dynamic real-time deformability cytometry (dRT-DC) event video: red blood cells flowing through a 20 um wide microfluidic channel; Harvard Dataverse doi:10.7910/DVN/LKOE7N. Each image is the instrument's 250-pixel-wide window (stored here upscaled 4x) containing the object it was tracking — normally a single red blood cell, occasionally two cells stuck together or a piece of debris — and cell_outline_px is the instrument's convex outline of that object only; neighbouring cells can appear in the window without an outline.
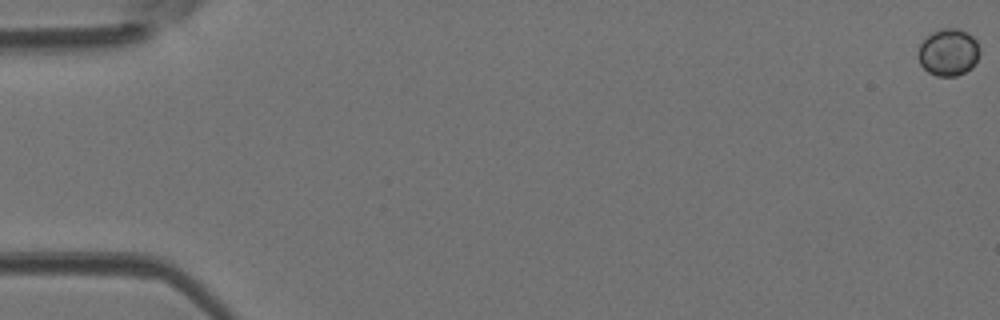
{"species": "Egyptian fruit bat (a non-hibernating species)", "species_latin": "Rousettus aegyptiacus", "temperature_condition": "room temperature", "stored_images_in_passage": 50, "camera_frame_rate_fps": 3000, "um_per_image_px": 0.085, "animal": {"sex": "female"}, "frame": {"image": 1, "passage_image": 1, "time_ms": 0.0, "image_size_px": [1000, 320], "cell_outline_px": [[980, 52], [972, 68], [956, 76], [936, 76], [928, 72], [920, 64], [916, 56], [920, 44], [932, 32], [940, 28], [956, 28], [968, 32], [976, 40], [980, 48]], "centroid_in_image_um": [80.6, 4.44], "position_along_channel_um": 4.4, "area_um2": 17.05}}
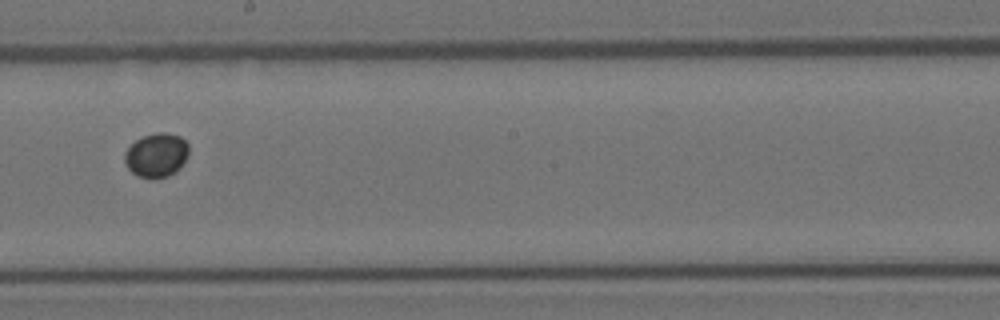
{"frame": {"image": 2, "passage_image": 29, "time_ms": 9.333, "image_size_px": [1000, 320], "cell_outline_px": [[188, 156], [180, 168], [176, 172], [168, 176], [156, 180], [152, 180], [136, 176], [128, 168], [124, 160], [124, 152], [136, 140], [144, 136], [160, 132], [164, 132], [180, 136], [188, 144]], "centroid_in_image_um": [13.3, 13.23], "position_along_channel_um": 234.9, "area_um2": 16.7}}
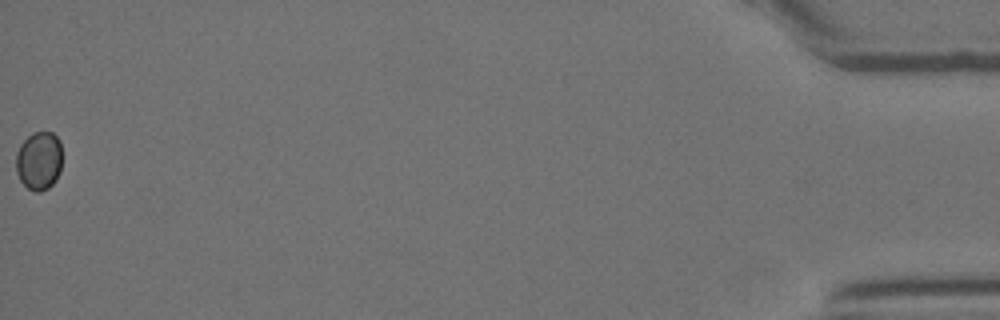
{"frame": {"image": 3, "passage_image": 50, "time_ms": 16.333, "image_size_px": [1000, 320], "cell_outline_px": [[60, 172], [56, 180], [48, 188], [40, 192], [36, 192], [28, 188], [20, 180], [16, 172], [16, 152], [20, 144], [32, 132], [52, 132], [60, 140]], "centroid_in_image_um": [3.3, 13.66], "position_along_channel_um": 431.9, "area_um2": 15.78}}